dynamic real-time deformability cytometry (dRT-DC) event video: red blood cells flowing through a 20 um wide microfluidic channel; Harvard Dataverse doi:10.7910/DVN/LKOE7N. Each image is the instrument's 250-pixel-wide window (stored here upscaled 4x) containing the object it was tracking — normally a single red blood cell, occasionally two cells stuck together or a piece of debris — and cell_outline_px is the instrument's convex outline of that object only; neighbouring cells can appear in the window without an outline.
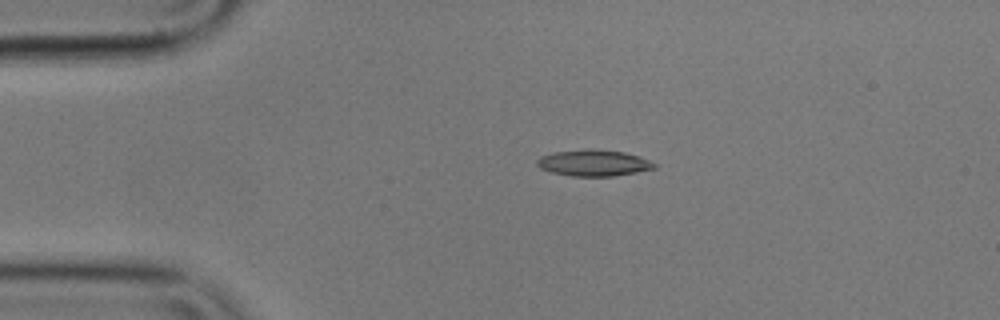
{"species": "common noctule bat (a hibernating species)", "species_latin": "Nyctalus noctula", "temperature_condition": "cold", "stored_images_in_passage": 45, "camera_frame_rate_fps": 3000, "um_per_image_px": 0.085, "animal": {"sex": "male", "body_mass_g": 17.9}, "frame": {"image": 1, "passage_image": 1, "time_ms": 0.0, "image_size_px": [1000, 320], "cell_outline_px": [[656, 168], [636, 172], [612, 176], [572, 176], [552, 172], [540, 168], [536, 164], [536, 160], [540, 156], [556, 152], [592, 148], [624, 152], [640, 156], [656, 164]], "centroid_in_image_um": [50.46, 13.84], "position_along_channel_um": 34.5, "area_um2": 17.92}}
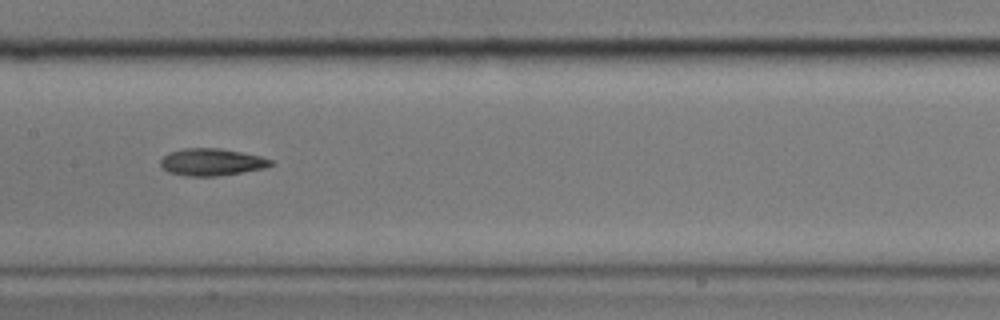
{"frame": {"image": 2, "passage_image": 17, "time_ms": 5.333, "image_size_px": [1000, 320], "cell_outline_px": [[276, 164], [264, 168], [216, 176], [188, 176], [168, 172], [160, 164], [160, 160], [164, 156], [172, 152], [184, 148], [220, 148], [260, 156], [272, 160]], "centroid_in_image_um": [18.01, 13.77], "position_along_channel_um": 189.4, "area_um2": 17.22}}
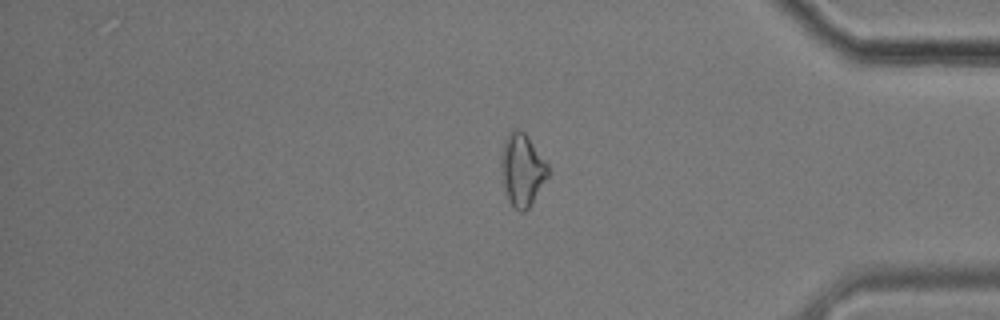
{"frame": {"image": 3, "passage_image": 36, "time_ms": 11.667, "image_size_px": [1000, 320], "cell_outline_px": [[548, 176], [528, 208], [524, 212], [520, 212], [508, 200], [504, 188], [500, 164], [500, 160], [504, 140], [508, 132], [516, 128], [520, 128], [524, 132], [548, 164]], "centroid_in_image_um": [44.36, 14.4], "position_along_channel_um": 390.8, "area_um2": 19.59}, "authors_computed_cell_mechanics": {"area_um2": 17.6868, "velocity_mm_per_s": 3.5509, "shape_relaxation_time_tau1_ms": 4.6261, "shape_relaxation_time_tau2_ms": 5.5657, "deformation_change_tau1": 0.1204, "deformation_change_tau2": 0.1477}}